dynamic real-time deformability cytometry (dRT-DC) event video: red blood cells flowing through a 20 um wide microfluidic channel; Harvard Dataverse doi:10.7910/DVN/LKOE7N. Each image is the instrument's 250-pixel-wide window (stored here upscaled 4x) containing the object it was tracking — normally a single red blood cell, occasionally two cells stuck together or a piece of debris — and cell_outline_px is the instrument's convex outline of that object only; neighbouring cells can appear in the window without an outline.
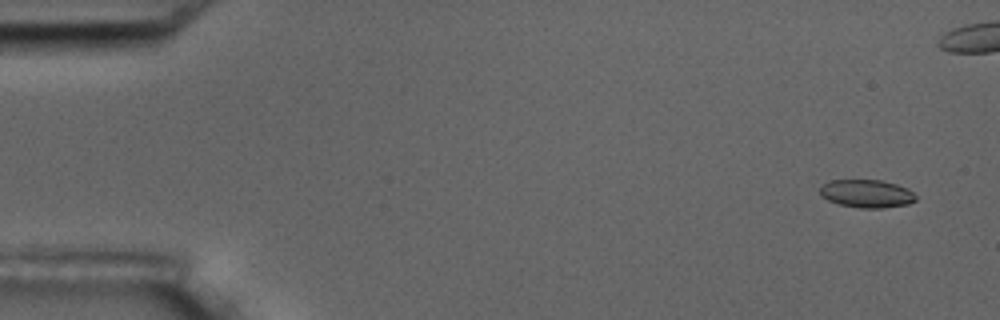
{"species": "common noctule bat (a hibernating species)", "species_latin": "Nyctalus noctula", "temperature_condition": "room temperature", "stored_images_in_passage": 6, "camera_frame_rate_fps": 3000, "um_per_image_px": 0.085, "animal": {"sex": "male", "body_mass_g": 17.5, "forearm_length_mm": 52.3}, "frame": {"image": 1, "passage_image": 1, "time_ms": 0.0, "image_size_px": [1000, 320], "cell_outline_px": [[916, 200], [908, 204], [884, 208], [860, 208], [840, 204], [828, 200], [820, 196], [820, 184], [828, 180], [880, 180], [896, 184], [908, 188], [916, 196]], "centroid_in_image_um": [73.64, 16.45], "position_along_channel_um": 11.4, "area_um2": 15.78}}